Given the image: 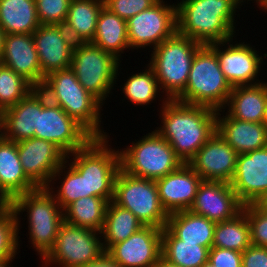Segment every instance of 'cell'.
<instances>
[{
  "mask_svg": "<svg viewBox=\"0 0 267 267\" xmlns=\"http://www.w3.org/2000/svg\"><path fill=\"white\" fill-rule=\"evenodd\" d=\"M35 138L53 142L66 155L84 148L94 137L38 88V130Z\"/></svg>",
  "mask_w": 267,
  "mask_h": 267,
  "instance_id": "obj_12",
  "label": "cell"
},
{
  "mask_svg": "<svg viewBox=\"0 0 267 267\" xmlns=\"http://www.w3.org/2000/svg\"><path fill=\"white\" fill-rule=\"evenodd\" d=\"M33 38L44 77L71 67L73 50L66 45L54 25L41 24L33 33Z\"/></svg>",
  "mask_w": 267,
  "mask_h": 267,
  "instance_id": "obj_25",
  "label": "cell"
},
{
  "mask_svg": "<svg viewBox=\"0 0 267 267\" xmlns=\"http://www.w3.org/2000/svg\"><path fill=\"white\" fill-rule=\"evenodd\" d=\"M243 206L230 183L202 180L189 210L220 223L235 218L242 212Z\"/></svg>",
  "mask_w": 267,
  "mask_h": 267,
  "instance_id": "obj_19",
  "label": "cell"
},
{
  "mask_svg": "<svg viewBox=\"0 0 267 267\" xmlns=\"http://www.w3.org/2000/svg\"><path fill=\"white\" fill-rule=\"evenodd\" d=\"M104 0H71L66 20L87 42H92Z\"/></svg>",
  "mask_w": 267,
  "mask_h": 267,
  "instance_id": "obj_36",
  "label": "cell"
},
{
  "mask_svg": "<svg viewBox=\"0 0 267 267\" xmlns=\"http://www.w3.org/2000/svg\"><path fill=\"white\" fill-rule=\"evenodd\" d=\"M266 105L267 82L263 80L253 85L233 87L223 110L230 117L241 121L263 123Z\"/></svg>",
  "mask_w": 267,
  "mask_h": 267,
  "instance_id": "obj_24",
  "label": "cell"
},
{
  "mask_svg": "<svg viewBox=\"0 0 267 267\" xmlns=\"http://www.w3.org/2000/svg\"><path fill=\"white\" fill-rule=\"evenodd\" d=\"M17 150L24 173L37 187L48 186L67 156L53 142L35 137L18 142Z\"/></svg>",
  "mask_w": 267,
  "mask_h": 267,
  "instance_id": "obj_16",
  "label": "cell"
},
{
  "mask_svg": "<svg viewBox=\"0 0 267 267\" xmlns=\"http://www.w3.org/2000/svg\"><path fill=\"white\" fill-rule=\"evenodd\" d=\"M66 45L73 51L84 46L87 41L74 29L67 20L60 21L54 25Z\"/></svg>",
  "mask_w": 267,
  "mask_h": 267,
  "instance_id": "obj_43",
  "label": "cell"
},
{
  "mask_svg": "<svg viewBox=\"0 0 267 267\" xmlns=\"http://www.w3.org/2000/svg\"><path fill=\"white\" fill-rule=\"evenodd\" d=\"M216 223L191 212L178 211L169 214L166 227L180 240L198 243L200 246L211 248Z\"/></svg>",
  "mask_w": 267,
  "mask_h": 267,
  "instance_id": "obj_27",
  "label": "cell"
},
{
  "mask_svg": "<svg viewBox=\"0 0 267 267\" xmlns=\"http://www.w3.org/2000/svg\"><path fill=\"white\" fill-rule=\"evenodd\" d=\"M57 180L61 185L55 187ZM45 188L54 196L62 210L73 201L87 197L85 175H81L67 160L55 171Z\"/></svg>",
  "mask_w": 267,
  "mask_h": 267,
  "instance_id": "obj_33",
  "label": "cell"
},
{
  "mask_svg": "<svg viewBox=\"0 0 267 267\" xmlns=\"http://www.w3.org/2000/svg\"><path fill=\"white\" fill-rule=\"evenodd\" d=\"M33 88L21 75L0 64V112L16 105Z\"/></svg>",
  "mask_w": 267,
  "mask_h": 267,
  "instance_id": "obj_37",
  "label": "cell"
},
{
  "mask_svg": "<svg viewBox=\"0 0 267 267\" xmlns=\"http://www.w3.org/2000/svg\"><path fill=\"white\" fill-rule=\"evenodd\" d=\"M12 208L18 220V231L22 228L21 219L25 220L27 216L28 243L31 242V247L42 259L54 246L59 228L64 222V211L45 187L16 196ZM25 212L26 215L21 218Z\"/></svg>",
  "mask_w": 267,
  "mask_h": 267,
  "instance_id": "obj_4",
  "label": "cell"
},
{
  "mask_svg": "<svg viewBox=\"0 0 267 267\" xmlns=\"http://www.w3.org/2000/svg\"><path fill=\"white\" fill-rule=\"evenodd\" d=\"M237 156V152L216 130L188 165L202 180L230 183L235 173Z\"/></svg>",
  "mask_w": 267,
  "mask_h": 267,
  "instance_id": "obj_18",
  "label": "cell"
},
{
  "mask_svg": "<svg viewBox=\"0 0 267 267\" xmlns=\"http://www.w3.org/2000/svg\"><path fill=\"white\" fill-rule=\"evenodd\" d=\"M236 38L208 44L215 51L225 78L232 87L262 82L258 76L261 65H266L265 58L251 43L233 42Z\"/></svg>",
  "mask_w": 267,
  "mask_h": 267,
  "instance_id": "obj_14",
  "label": "cell"
},
{
  "mask_svg": "<svg viewBox=\"0 0 267 267\" xmlns=\"http://www.w3.org/2000/svg\"><path fill=\"white\" fill-rule=\"evenodd\" d=\"M162 229L144 226L106 253L122 267H153L161 256Z\"/></svg>",
  "mask_w": 267,
  "mask_h": 267,
  "instance_id": "obj_17",
  "label": "cell"
},
{
  "mask_svg": "<svg viewBox=\"0 0 267 267\" xmlns=\"http://www.w3.org/2000/svg\"><path fill=\"white\" fill-rule=\"evenodd\" d=\"M242 267H267V248L250 245L242 252Z\"/></svg>",
  "mask_w": 267,
  "mask_h": 267,
  "instance_id": "obj_44",
  "label": "cell"
},
{
  "mask_svg": "<svg viewBox=\"0 0 267 267\" xmlns=\"http://www.w3.org/2000/svg\"><path fill=\"white\" fill-rule=\"evenodd\" d=\"M1 127L2 136L16 143L34 137L38 130V88L1 112Z\"/></svg>",
  "mask_w": 267,
  "mask_h": 267,
  "instance_id": "obj_22",
  "label": "cell"
},
{
  "mask_svg": "<svg viewBox=\"0 0 267 267\" xmlns=\"http://www.w3.org/2000/svg\"><path fill=\"white\" fill-rule=\"evenodd\" d=\"M40 89L94 138L110 137L101 125L104 105L82 87L71 68L48 74Z\"/></svg>",
  "mask_w": 267,
  "mask_h": 267,
  "instance_id": "obj_3",
  "label": "cell"
},
{
  "mask_svg": "<svg viewBox=\"0 0 267 267\" xmlns=\"http://www.w3.org/2000/svg\"><path fill=\"white\" fill-rule=\"evenodd\" d=\"M105 198L87 196L69 204L64 211V221L82 228L101 232L108 205Z\"/></svg>",
  "mask_w": 267,
  "mask_h": 267,
  "instance_id": "obj_34",
  "label": "cell"
},
{
  "mask_svg": "<svg viewBox=\"0 0 267 267\" xmlns=\"http://www.w3.org/2000/svg\"><path fill=\"white\" fill-rule=\"evenodd\" d=\"M127 31L131 51L139 48L151 51L177 32L176 2L159 0L151 8L129 18Z\"/></svg>",
  "mask_w": 267,
  "mask_h": 267,
  "instance_id": "obj_13",
  "label": "cell"
},
{
  "mask_svg": "<svg viewBox=\"0 0 267 267\" xmlns=\"http://www.w3.org/2000/svg\"><path fill=\"white\" fill-rule=\"evenodd\" d=\"M5 35V32L0 28V57L3 51Z\"/></svg>",
  "mask_w": 267,
  "mask_h": 267,
  "instance_id": "obj_49",
  "label": "cell"
},
{
  "mask_svg": "<svg viewBox=\"0 0 267 267\" xmlns=\"http://www.w3.org/2000/svg\"><path fill=\"white\" fill-rule=\"evenodd\" d=\"M259 10L261 8L262 11L265 13L267 12V0H263L260 5L258 6Z\"/></svg>",
  "mask_w": 267,
  "mask_h": 267,
  "instance_id": "obj_50",
  "label": "cell"
},
{
  "mask_svg": "<svg viewBox=\"0 0 267 267\" xmlns=\"http://www.w3.org/2000/svg\"><path fill=\"white\" fill-rule=\"evenodd\" d=\"M142 227L144 224L131 211L111 200L107 205L105 221L101 230L105 252L112 245L126 240Z\"/></svg>",
  "mask_w": 267,
  "mask_h": 267,
  "instance_id": "obj_30",
  "label": "cell"
},
{
  "mask_svg": "<svg viewBox=\"0 0 267 267\" xmlns=\"http://www.w3.org/2000/svg\"><path fill=\"white\" fill-rule=\"evenodd\" d=\"M209 248L178 239L166 226L162 229L161 255L180 267H201L209 258Z\"/></svg>",
  "mask_w": 267,
  "mask_h": 267,
  "instance_id": "obj_32",
  "label": "cell"
},
{
  "mask_svg": "<svg viewBox=\"0 0 267 267\" xmlns=\"http://www.w3.org/2000/svg\"><path fill=\"white\" fill-rule=\"evenodd\" d=\"M14 197L2 186L0 182V207H12Z\"/></svg>",
  "mask_w": 267,
  "mask_h": 267,
  "instance_id": "obj_46",
  "label": "cell"
},
{
  "mask_svg": "<svg viewBox=\"0 0 267 267\" xmlns=\"http://www.w3.org/2000/svg\"><path fill=\"white\" fill-rule=\"evenodd\" d=\"M0 182L15 198L38 187L23 171L17 143L0 136Z\"/></svg>",
  "mask_w": 267,
  "mask_h": 267,
  "instance_id": "obj_26",
  "label": "cell"
},
{
  "mask_svg": "<svg viewBox=\"0 0 267 267\" xmlns=\"http://www.w3.org/2000/svg\"><path fill=\"white\" fill-rule=\"evenodd\" d=\"M0 64L21 75L34 88H40L44 82L33 34H6Z\"/></svg>",
  "mask_w": 267,
  "mask_h": 267,
  "instance_id": "obj_20",
  "label": "cell"
},
{
  "mask_svg": "<svg viewBox=\"0 0 267 267\" xmlns=\"http://www.w3.org/2000/svg\"><path fill=\"white\" fill-rule=\"evenodd\" d=\"M159 0H104L105 7L126 21L138 13L151 8Z\"/></svg>",
  "mask_w": 267,
  "mask_h": 267,
  "instance_id": "obj_41",
  "label": "cell"
},
{
  "mask_svg": "<svg viewBox=\"0 0 267 267\" xmlns=\"http://www.w3.org/2000/svg\"><path fill=\"white\" fill-rule=\"evenodd\" d=\"M109 139L93 138L84 148L66 156V160L85 175L87 196L105 198L108 202L113 199L115 179L121 169L119 148H112Z\"/></svg>",
  "mask_w": 267,
  "mask_h": 267,
  "instance_id": "obj_7",
  "label": "cell"
},
{
  "mask_svg": "<svg viewBox=\"0 0 267 267\" xmlns=\"http://www.w3.org/2000/svg\"><path fill=\"white\" fill-rule=\"evenodd\" d=\"M131 73L132 74H129L131 76L127 77L126 82L124 80V84L120 85L122 89L120 91L124 94V99H122V101L128 100L127 102H131L133 105L142 107L147 105L148 107V105L156 102L161 96L159 100L161 99L162 105L165 104L168 99L163 94H159L162 93V91L160 90L158 80L153 69L148 64L142 72L140 70V72Z\"/></svg>",
  "mask_w": 267,
  "mask_h": 267,
  "instance_id": "obj_31",
  "label": "cell"
},
{
  "mask_svg": "<svg viewBox=\"0 0 267 267\" xmlns=\"http://www.w3.org/2000/svg\"><path fill=\"white\" fill-rule=\"evenodd\" d=\"M176 1H178L176 5L177 32L179 34L203 45L236 37L235 33L239 31L235 30L236 20L242 6L239 0Z\"/></svg>",
  "mask_w": 267,
  "mask_h": 267,
  "instance_id": "obj_2",
  "label": "cell"
},
{
  "mask_svg": "<svg viewBox=\"0 0 267 267\" xmlns=\"http://www.w3.org/2000/svg\"><path fill=\"white\" fill-rule=\"evenodd\" d=\"M155 181L160 202L171 214L191 208L202 179L188 164L183 163L176 171Z\"/></svg>",
  "mask_w": 267,
  "mask_h": 267,
  "instance_id": "obj_21",
  "label": "cell"
},
{
  "mask_svg": "<svg viewBox=\"0 0 267 267\" xmlns=\"http://www.w3.org/2000/svg\"><path fill=\"white\" fill-rule=\"evenodd\" d=\"M208 260L215 267H242V253L236 250L211 247Z\"/></svg>",
  "mask_w": 267,
  "mask_h": 267,
  "instance_id": "obj_42",
  "label": "cell"
},
{
  "mask_svg": "<svg viewBox=\"0 0 267 267\" xmlns=\"http://www.w3.org/2000/svg\"><path fill=\"white\" fill-rule=\"evenodd\" d=\"M201 267H215V266L208 260Z\"/></svg>",
  "mask_w": 267,
  "mask_h": 267,
  "instance_id": "obj_52",
  "label": "cell"
},
{
  "mask_svg": "<svg viewBox=\"0 0 267 267\" xmlns=\"http://www.w3.org/2000/svg\"><path fill=\"white\" fill-rule=\"evenodd\" d=\"M112 201L131 211L144 226L163 229L169 214L163 208L155 180L139 178L119 170Z\"/></svg>",
  "mask_w": 267,
  "mask_h": 267,
  "instance_id": "obj_10",
  "label": "cell"
},
{
  "mask_svg": "<svg viewBox=\"0 0 267 267\" xmlns=\"http://www.w3.org/2000/svg\"><path fill=\"white\" fill-rule=\"evenodd\" d=\"M203 44L176 32L153 50L148 65L153 69L162 94L175 100L187 85L191 63Z\"/></svg>",
  "mask_w": 267,
  "mask_h": 267,
  "instance_id": "obj_6",
  "label": "cell"
},
{
  "mask_svg": "<svg viewBox=\"0 0 267 267\" xmlns=\"http://www.w3.org/2000/svg\"><path fill=\"white\" fill-rule=\"evenodd\" d=\"M92 43L122 62L121 58L124 57L125 50H130L127 21L104 6L98 17Z\"/></svg>",
  "mask_w": 267,
  "mask_h": 267,
  "instance_id": "obj_28",
  "label": "cell"
},
{
  "mask_svg": "<svg viewBox=\"0 0 267 267\" xmlns=\"http://www.w3.org/2000/svg\"><path fill=\"white\" fill-rule=\"evenodd\" d=\"M121 61L92 42L73 51L71 69L82 87L103 105L118 85ZM120 70V71H119ZM116 84V85H115ZM115 86V87H114Z\"/></svg>",
  "mask_w": 267,
  "mask_h": 267,
  "instance_id": "obj_9",
  "label": "cell"
},
{
  "mask_svg": "<svg viewBox=\"0 0 267 267\" xmlns=\"http://www.w3.org/2000/svg\"><path fill=\"white\" fill-rule=\"evenodd\" d=\"M105 253L101 232L63 222L42 267H80ZM54 265V266H53Z\"/></svg>",
  "mask_w": 267,
  "mask_h": 267,
  "instance_id": "obj_11",
  "label": "cell"
},
{
  "mask_svg": "<svg viewBox=\"0 0 267 267\" xmlns=\"http://www.w3.org/2000/svg\"><path fill=\"white\" fill-rule=\"evenodd\" d=\"M18 220L12 207H0V260L16 259L20 253Z\"/></svg>",
  "mask_w": 267,
  "mask_h": 267,
  "instance_id": "obj_38",
  "label": "cell"
},
{
  "mask_svg": "<svg viewBox=\"0 0 267 267\" xmlns=\"http://www.w3.org/2000/svg\"><path fill=\"white\" fill-rule=\"evenodd\" d=\"M263 124L266 126L267 128V105H266V113H265V118H264V122Z\"/></svg>",
  "mask_w": 267,
  "mask_h": 267,
  "instance_id": "obj_53",
  "label": "cell"
},
{
  "mask_svg": "<svg viewBox=\"0 0 267 267\" xmlns=\"http://www.w3.org/2000/svg\"><path fill=\"white\" fill-rule=\"evenodd\" d=\"M119 149L121 169L129 175L157 180L176 171L183 162L155 130Z\"/></svg>",
  "mask_w": 267,
  "mask_h": 267,
  "instance_id": "obj_8",
  "label": "cell"
},
{
  "mask_svg": "<svg viewBox=\"0 0 267 267\" xmlns=\"http://www.w3.org/2000/svg\"><path fill=\"white\" fill-rule=\"evenodd\" d=\"M242 211L249 222L251 244L267 248V203L244 205Z\"/></svg>",
  "mask_w": 267,
  "mask_h": 267,
  "instance_id": "obj_39",
  "label": "cell"
},
{
  "mask_svg": "<svg viewBox=\"0 0 267 267\" xmlns=\"http://www.w3.org/2000/svg\"><path fill=\"white\" fill-rule=\"evenodd\" d=\"M71 0H35L37 17L42 25L66 20Z\"/></svg>",
  "mask_w": 267,
  "mask_h": 267,
  "instance_id": "obj_40",
  "label": "cell"
},
{
  "mask_svg": "<svg viewBox=\"0 0 267 267\" xmlns=\"http://www.w3.org/2000/svg\"><path fill=\"white\" fill-rule=\"evenodd\" d=\"M249 1H254L255 3H256V5H257V7L260 5V3L263 1V0H247V2H246V0H239V2L242 4V5H244V4H249L248 2ZM245 2V3H244ZM244 3V4H243Z\"/></svg>",
  "mask_w": 267,
  "mask_h": 267,
  "instance_id": "obj_51",
  "label": "cell"
},
{
  "mask_svg": "<svg viewBox=\"0 0 267 267\" xmlns=\"http://www.w3.org/2000/svg\"><path fill=\"white\" fill-rule=\"evenodd\" d=\"M217 132L238 155L267 147V128L263 123L232 118L223 109L217 110Z\"/></svg>",
  "mask_w": 267,
  "mask_h": 267,
  "instance_id": "obj_23",
  "label": "cell"
},
{
  "mask_svg": "<svg viewBox=\"0 0 267 267\" xmlns=\"http://www.w3.org/2000/svg\"><path fill=\"white\" fill-rule=\"evenodd\" d=\"M40 25L35 0H0V28L5 34H33Z\"/></svg>",
  "mask_w": 267,
  "mask_h": 267,
  "instance_id": "obj_29",
  "label": "cell"
},
{
  "mask_svg": "<svg viewBox=\"0 0 267 267\" xmlns=\"http://www.w3.org/2000/svg\"><path fill=\"white\" fill-rule=\"evenodd\" d=\"M2 135V127H1V112H0V136Z\"/></svg>",
  "mask_w": 267,
  "mask_h": 267,
  "instance_id": "obj_54",
  "label": "cell"
},
{
  "mask_svg": "<svg viewBox=\"0 0 267 267\" xmlns=\"http://www.w3.org/2000/svg\"><path fill=\"white\" fill-rule=\"evenodd\" d=\"M153 267H180L174 263L169 262L162 255L158 258L157 263Z\"/></svg>",
  "mask_w": 267,
  "mask_h": 267,
  "instance_id": "obj_47",
  "label": "cell"
},
{
  "mask_svg": "<svg viewBox=\"0 0 267 267\" xmlns=\"http://www.w3.org/2000/svg\"><path fill=\"white\" fill-rule=\"evenodd\" d=\"M80 267H122V266L119 263L115 262L105 252L99 258Z\"/></svg>",
  "mask_w": 267,
  "mask_h": 267,
  "instance_id": "obj_45",
  "label": "cell"
},
{
  "mask_svg": "<svg viewBox=\"0 0 267 267\" xmlns=\"http://www.w3.org/2000/svg\"><path fill=\"white\" fill-rule=\"evenodd\" d=\"M232 89L215 51L209 45H202L192 60L185 90L175 100L221 110Z\"/></svg>",
  "mask_w": 267,
  "mask_h": 267,
  "instance_id": "obj_5",
  "label": "cell"
},
{
  "mask_svg": "<svg viewBox=\"0 0 267 267\" xmlns=\"http://www.w3.org/2000/svg\"><path fill=\"white\" fill-rule=\"evenodd\" d=\"M159 110L160 127L154 129L185 164L217 130V110L177 100H167Z\"/></svg>",
  "mask_w": 267,
  "mask_h": 267,
  "instance_id": "obj_1",
  "label": "cell"
},
{
  "mask_svg": "<svg viewBox=\"0 0 267 267\" xmlns=\"http://www.w3.org/2000/svg\"><path fill=\"white\" fill-rule=\"evenodd\" d=\"M243 205L267 201V147L239 154L230 182Z\"/></svg>",
  "mask_w": 267,
  "mask_h": 267,
  "instance_id": "obj_15",
  "label": "cell"
},
{
  "mask_svg": "<svg viewBox=\"0 0 267 267\" xmlns=\"http://www.w3.org/2000/svg\"><path fill=\"white\" fill-rule=\"evenodd\" d=\"M14 259H4L0 260V267H13L12 263Z\"/></svg>",
  "mask_w": 267,
  "mask_h": 267,
  "instance_id": "obj_48",
  "label": "cell"
},
{
  "mask_svg": "<svg viewBox=\"0 0 267 267\" xmlns=\"http://www.w3.org/2000/svg\"><path fill=\"white\" fill-rule=\"evenodd\" d=\"M251 245L250 226L242 211L235 218L216 223L212 247L243 252Z\"/></svg>",
  "mask_w": 267,
  "mask_h": 267,
  "instance_id": "obj_35",
  "label": "cell"
}]
</instances>
